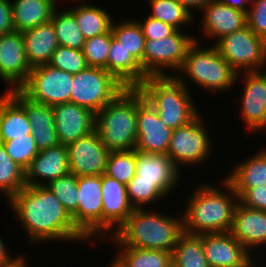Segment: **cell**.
<instances>
[{"label": "cell", "instance_id": "obj_1", "mask_svg": "<svg viewBox=\"0 0 266 267\" xmlns=\"http://www.w3.org/2000/svg\"><path fill=\"white\" fill-rule=\"evenodd\" d=\"M8 204L32 243L52 240L89 242L76 228L61 202L44 185H26L8 200Z\"/></svg>", "mask_w": 266, "mask_h": 267}, {"label": "cell", "instance_id": "obj_2", "mask_svg": "<svg viewBox=\"0 0 266 267\" xmlns=\"http://www.w3.org/2000/svg\"><path fill=\"white\" fill-rule=\"evenodd\" d=\"M221 183L226 192L216 185L200 183L189 196L181 213L185 233L201 235L230 231L238 195L226 179Z\"/></svg>", "mask_w": 266, "mask_h": 267}, {"label": "cell", "instance_id": "obj_3", "mask_svg": "<svg viewBox=\"0 0 266 267\" xmlns=\"http://www.w3.org/2000/svg\"><path fill=\"white\" fill-rule=\"evenodd\" d=\"M134 209L129 217L110 236L115 246L162 250L172 253L184 233L183 215L155 213ZM164 215V216H163Z\"/></svg>", "mask_w": 266, "mask_h": 267}, {"label": "cell", "instance_id": "obj_4", "mask_svg": "<svg viewBox=\"0 0 266 267\" xmlns=\"http://www.w3.org/2000/svg\"><path fill=\"white\" fill-rule=\"evenodd\" d=\"M95 130L110 152L135 149L137 88H125L96 113Z\"/></svg>", "mask_w": 266, "mask_h": 267}, {"label": "cell", "instance_id": "obj_5", "mask_svg": "<svg viewBox=\"0 0 266 267\" xmlns=\"http://www.w3.org/2000/svg\"><path fill=\"white\" fill-rule=\"evenodd\" d=\"M137 88L172 130L189 124L200 114L190 90L174 76L146 77Z\"/></svg>", "mask_w": 266, "mask_h": 267}, {"label": "cell", "instance_id": "obj_6", "mask_svg": "<svg viewBox=\"0 0 266 267\" xmlns=\"http://www.w3.org/2000/svg\"><path fill=\"white\" fill-rule=\"evenodd\" d=\"M199 42L200 39L196 38L178 71V76L177 74L176 76L173 74V76L187 88L189 86L185 76L188 80L193 81L197 87L211 90L212 93L227 91L230 87H234L241 73H237L227 63L213 44L206 48L200 47Z\"/></svg>", "mask_w": 266, "mask_h": 267}, {"label": "cell", "instance_id": "obj_7", "mask_svg": "<svg viewBox=\"0 0 266 267\" xmlns=\"http://www.w3.org/2000/svg\"><path fill=\"white\" fill-rule=\"evenodd\" d=\"M125 88L105 69L87 67L73 75L69 102L96 114Z\"/></svg>", "mask_w": 266, "mask_h": 267}, {"label": "cell", "instance_id": "obj_8", "mask_svg": "<svg viewBox=\"0 0 266 267\" xmlns=\"http://www.w3.org/2000/svg\"><path fill=\"white\" fill-rule=\"evenodd\" d=\"M195 41V36L186 35L181 30H175L170 36L159 40L146 39L143 72L147 77L173 76L166 69L177 73Z\"/></svg>", "mask_w": 266, "mask_h": 267}, {"label": "cell", "instance_id": "obj_9", "mask_svg": "<svg viewBox=\"0 0 266 267\" xmlns=\"http://www.w3.org/2000/svg\"><path fill=\"white\" fill-rule=\"evenodd\" d=\"M213 45L237 73L257 72L266 67L264 39L248 26L221 37Z\"/></svg>", "mask_w": 266, "mask_h": 267}, {"label": "cell", "instance_id": "obj_10", "mask_svg": "<svg viewBox=\"0 0 266 267\" xmlns=\"http://www.w3.org/2000/svg\"><path fill=\"white\" fill-rule=\"evenodd\" d=\"M202 118L204 117L199 114L189 124L172 132L167 156L180 171L184 166H199L208 161L212 152L210 133L205 128L206 121Z\"/></svg>", "mask_w": 266, "mask_h": 267}, {"label": "cell", "instance_id": "obj_11", "mask_svg": "<svg viewBox=\"0 0 266 267\" xmlns=\"http://www.w3.org/2000/svg\"><path fill=\"white\" fill-rule=\"evenodd\" d=\"M73 75L49 64L33 67L18 89L30 101L54 106L70 100Z\"/></svg>", "mask_w": 266, "mask_h": 267}, {"label": "cell", "instance_id": "obj_12", "mask_svg": "<svg viewBox=\"0 0 266 267\" xmlns=\"http://www.w3.org/2000/svg\"><path fill=\"white\" fill-rule=\"evenodd\" d=\"M79 206L72 216L76 228L90 241L102 238L101 175L80 176L77 180ZM101 235V236H100Z\"/></svg>", "mask_w": 266, "mask_h": 267}, {"label": "cell", "instance_id": "obj_13", "mask_svg": "<svg viewBox=\"0 0 266 267\" xmlns=\"http://www.w3.org/2000/svg\"><path fill=\"white\" fill-rule=\"evenodd\" d=\"M173 130L137 88V142L135 150L167 155Z\"/></svg>", "mask_w": 266, "mask_h": 267}, {"label": "cell", "instance_id": "obj_14", "mask_svg": "<svg viewBox=\"0 0 266 267\" xmlns=\"http://www.w3.org/2000/svg\"><path fill=\"white\" fill-rule=\"evenodd\" d=\"M70 173L77 177L105 173L110 151L96 130L66 145Z\"/></svg>", "mask_w": 266, "mask_h": 267}, {"label": "cell", "instance_id": "obj_15", "mask_svg": "<svg viewBox=\"0 0 266 267\" xmlns=\"http://www.w3.org/2000/svg\"><path fill=\"white\" fill-rule=\"evenodd\" d=\"M31 67L21 32L0 36V79L8 84L6 91L18 90L27 80Z\"/></svg>", "mask_w": 266, "mask_h": 267}, {"label": "cell", "instance_id": "obj_16", "mask_svg": "<svg viewBox=\"0 0 266 267\" xmlns=\"http://www.w3.org/2000/svg\"><path fill=\"white\" fill-rule=\"evenodd\" d=\"M57 138L60 144L68 145L95 130L96 114L74 103L52 106Z\"/></svg>", "mask_w": 266, "mask_h": 267}, {"label": "cell", "instance_id": "obj_17", "mask_svg": "<svg viewBox=\"0 0 266 267\" xmlns=\"http://www.w3.org/2000/svg\"><path fill=\"white\" fill-rule=\"evenodd\" d=\"M244 76L243 94L240 97V116L249 132L266 129V82L257 72H240Z\"/></svg>", "mask_w": 266, "mask_h": 267}, {"label": "cell", "instance_id": "obj_18", "mask_svg": "<svg viewBox=\"0 0 266 267\" xmlns=\"http://www.w3.org/2000/svg\"><path fill=\"white\" fill-rule=\"evenodd\" d=\"M209 267H244L254 257L230 232L202 234Z\"/></svg>", "mask_w": 266, "mask_h": 267}, {"label": "cell", "instance_id": "obj_19", "mask_svg": "<svg viewBox=\"0 0 266 267\" xmlns=\"http://www.w3.org/2000/svg\"><path fill=\"white\" fill-rule=\"evenodd\" d=\"M102 186V238L110 236L129 217L134 208L131 206L125 184L101 175ZM108 232V234H107ZM110 233V234H109ZM104 236V237H103Z\"/></svg>", "mask_w": 266, "mask_h": 267}, {"label": "cell", "instance_id": "obj_20", "mask_svg": "<svg viewBox=\"0 0 266 267\" xmlns=\"http://www.w3.org/2000/svg\"><path fill=\"white\" fill-rule=\"evenodd\" d=\"M136 175L132 181L156 184L166 195L177 186L181 172L165 154L144 153L135 150Z\"/></svg>", "mask_w": 266, "mask_h": 267}, {"label": "cell", "instance_id": "obj_21", "mask_svg": "<svg viewBox=\"0 0 266 267\" xmlns=\"http://www.w3.org/2000/svg\"><path fill=\"white\" fill-rule=\"evenodd\" d=\"M6 92L25 110L39 151L58 145L52 106L30 101L19 90Z\"/></svg>", "mask_w": 266, "mask_h": 267}, {"label": "cell", "instance_id": "obj_22", "mask_svg": "<svg viewBox=\"0 0 266 267\" xmlns=\"http://www.w3.org/2000/svg\"><path fill=\"white\" fill-rule=\"evenodd\" d=\"M68 173L70 170L67 147L59 143L39 151L25 170V183L30 186H46L51 180Z\"/></svg>", "mask_w": 266, "mask_h": 267}, {"label": "cell", "instance_id": "obj_23", "mask_svg": "<svg viewBox=\"0 0 266 267\" xmlns=\"http://www.w3.org/2000/svg\"><path fill=\"white\" fill-rule=\"evenodd\" d=\"M201 11L202 32L214 41L247 26V13L223 5L218 0H211Z\"/></svg>", "mask_w": 266, "mask_h": 267}, {"label": "cell", "instance_id": "obj_24", "mask_svg": "<svg viewBox=\"0 0 266 267\" xmlns=\"http://www.w3.org/2000/svg\"><path fill=\"white\" fill-rule=\"evenodd\" d=\"M229 232L250 253L253 247L266 246V211L248 208L238 202Z\"/></svg>", "mask_w": 266, "mask_h": 267}, {"label": "cell", "instance_id": "obj_25", "mask_svg": "<svg viewBox=\"0 0 266 267\" xmlns=\"http://www.w3.org/2000/svg\"><path fill=\"white\" fill-rule=\"evenodd\" d=\"M26 58L31 68L49 64L59 46L52 22L21 32Z\"/></svg>", "mask_w": 266, "mask_h": 267}, {"label": "cell", "instance_id": "obj_26", "mask_svg": "<svg viewBox=\"0 0 266 267\" xmlns=\"http://www.w3.org/2000/svg\"><path fill=\"white\" fill-rule=\"evenodd\" d=\"M106 71L126 88H137L147 77L141 64L112 36Z\"/></svg>", "mask_w": 266, "mask_h": 267}, {"label": "cell", "instance_id": "obj_27", "mask_svg": "<svg viewBox=\"0 0 266 267\" xmlns=\"http://www.w3.org/2000/svg\"><path fill=\"white\" fill-rule=\"evenodd\" d=\"M59 0H14L12 16L14 29L22 32L50 22Z\"/></svg>", "mask_w": 266, "mask_h": 267}, {"label": "cell", "instance_id": "obj_28", "mask_svg": "<svg viewBox=\"0 0 266 267\" xmlns=\"http://www.w3.org/2000/svg\"><path fill=\"white\" fill-rule=\"evenodd\" d=\"M258 150L260 151L255 152V155L237 163L225 177L233 189H250L266 185V147Z\"/></svg>", "mask_w": 266, "mask_h": 267}, {"label": "cell", "instance_id": "obj_29", "mask_svg": "<svg viewBox=\"0 0 266 267\" xmlns=\"http://www.w3.org/2000/svg\"><path fill=\"white\" fill-rule=\"evenodd\" d=\"M1 95L0 142L31 134L32 128L25 110L7 92Z\"/></svg>", "mask_w": 266, "mask_h": 267}, {"label": "cell", "instance_id": "obj_30", "mask_svg": "<svg viewBox=\"0 0 266 267\" xmlns=\"http://www.w3.org/2000/svg\"><path fill=\"white\" fill-rule=\"evenodd\" d=\"M76 1H80L79 4L70 9L73 11L78 28L83 33L85 39L111 31L114 20L105 9L90 5V3H87V0Z\"/></svg>", "mask_w": 266, "mask_h": 267}, {"label": "cell", "instance_id": "obj_31", "mask_svg": "<svg viewBox=\"0 0 266 267\" xmlns=\"http://www.w3.org/2000/svg\"><path fill=\"white\" fill-rule=\"evenodd\" d=\"M116 249L119 251L111 259L122 267H172V254L167 251L132 247Z\"/></svg>", "mask_w": 266, "mask_h": 267}, {"label": "cell", "instance_id": "obj_32", "mask_svg": "<svg viewBox=\"0 0 266 267\" xmlns=\"http://www.w3.org/2000/svg\"><path fill=\"white\" fill-rule=\"evenodd\" d=\"M171 254L172 267H209L203 249L202 234L184 232Z\"/></svg>", "mask_w": 266, "mask_h": 267}, {"label": "cell", "instance_id": "obj_33", "mask_svg": "<svg viewBox=\"0 0 266 267\" xmlns=\"http://www.w3.org/2000/svg\"><path fill=\"white\" fill-rule=\"evenodd\" d=\"M123 21V22H122ZM112 23V36L121 44V46L132 54V56L141 64L143 70V54L145 50V36L138 22L135 20H122Z\"/></svg>", "mask_w": 266, "mask_h": 267}, {"label": "cell", "instance_id": "obj_34", "mask_svg": "<svg viewBox=\"0 0 266 267\" xmlns=\"http://www.w3.org/2000/svg\"><path fill=\"white\" fill-rule=\"evenodd\" d=\"M57 9L58 7L55 8L50 21L54 25L59 45L82 50L86 39L78 28L73 11L68 8L58 12Z\"/></svg>", "mask_w": 266, "mask_h": 267}, {"label": "cell", "instance_id": "obj_35", "mask_svg": "<svg viewBox=\"0 0 266 267\" xmlns=\"http://www.w3.org/2000/svg\"><path fill=\"white\" fill-rule=\"evenodd\" d=\"M25 186V171L10 158L0 143V192L8 201Z\"/></svg>", "mask_w": 266, "mask_h": 267}, {"label": "cell", "instance_id": "obj_36", "mask_svg": "<svg viewBox=\"0 0 266 267\" xmlns=\"http://www.w3.org/2000/svg\"><path fill=\"white\" fill-rule=\"evenodd\" d=\"M150 17L182 30V25L189 24L195 17L190 14L177 0H149Z\"/></svg>", "mask_w": 266, "mask_h": 267}, {"label": "cell", "instance_id": "obj_37", "mask_svg": "<svg viewBox=\"0 0 266 267\" xmlns=\"http://www.w3.org/2000/svg\"><path fill=\"white\" fill-rule=\"evenodd\" d=\"M104 174L127 185L136 175L135 149L111 151L108 155Z\"/></svg>", "mask_w": 266, "mask_h": 267}, {"label": "cell", "instance_id": "obj_38", "mask_svg": "<svg viewBox=\"0 0 266 267\" xmlns=\"http://www.w3.org/2000/svg\"><path fill=\"white\" fill-rule=\"evenodd\" d=\"M78 177L72 173L51 180L46 187L56 196L72 217L78 210L79 195L77 190Z\"/></svg>", "mask_w": 266, "mask_h": 267}, {"label": "cell", "instance_id": "obj_39", "mask_svg": "<svg viewBox=\"0 0 266 267\" xmlns=\"http://www.w3.org/2000/svg\"><path fill=\"white\" fill-rule=\"evenodd\" d=\"M0 143L3 144L10 158L24 171L39 153L34 137L31 134Z\"/></svg>", "mask_w": 266, "mask_h": 267}, {"label": "cell", "instance_id": "obj_40", "mask_svg": "<svg viewBox=\"0 0 266 267\" xmlns=\"http://www.w3.org/2000/svg\"><path fill=\"white\" fill-rule=\"evenodd\" d=\"M126 187L129 202L134 209H145V205L156 204L162 198L167 197L153 182L131 180Z\"/></svg>", "mask_w": 266, "mask_h": 267}, {"label": "cell", "instance_id": "obj_41", "mask_svg": "<svg viewBox=\"0 0 266 267\" xmlns=\"http://www.w3.org/2000/svg\"><path fill=\"white\" fill-rule=\"evenodd\" d=\"M110 46L111 31L86 39L82 51L88 67H97L106 70Z\"/></svg>", "mask_w": 266, "mask_h": 267}, {"label": "cell", "instance_id": "obj_42", "mask_svg": "<svg viewBox=\"0 0 266 267\" xmlns=\"http://www.w3.org/2000/svg\"><path fill=\"white\" fill-rule=\"evenodd\" d=\"M49 65L72 75L88 67L82 50H75L59 45L53 52Z\"/></svg>", "mask_w": 266, "mask_h": 267}, {"label": "cell", "instance_id": "obj_43", "mask_svg": "<svg viewBox=\"0 0 266 267\" xmlns=\"http://www.w3.org/2000/svg\"><path fill=\"white\" fill-rule=\"evenodd\" d=\"M247 26L255 35L266 39V0H252L247 12Z\"/></svg>", "mask_w": 266, "mask_h": 267}, {"label": "cell", "instance_id": "obj_44", "mask_svg": "<svg viewBox=\"0 0 266 267\" xmlns=\"http://www.w3.org/2000/svg\"><path fill=\"white\" fill-rule=\"evenodd\" d=\"M234 191L242 206L266 211V185L250 189H234Z\"/></svg>", "mask_w": 266, "mask_h": 267}, {"label": "cell", "instance_id": "obj_45", "mask_svg": "<svg viewBox=\"0 0 266 267\" xmlns=\"http://www.w3.org/2000/svg\"><path fill=\"white\" fill-rule=\"evenodd\" d=\"M140 25L145 39L159 40L170 36L176 29L169 24L161 22L150 16H147L144 21L136 20Z\"/></svg>", "mask_w": 266, "mask_h": 267}, {"label": "cell", "instance_id": "obj_46", "mask_svg": "<svg viewBox=\"0 0 266 267\" xmlns=\"http://www.w3.org/2000/svg\"><path fill=\"white\" fill-rule=\"evenodd\" d=\"M14 31L11 0H0V36Z\"/></svg>", "mask_w": 266, "mask_h": 267}, {"label": "cell", "instance_id": "obj_47", "mask_svg": "<svg viewBox=\"0 0 266 267\" xmlns=\"http://www.w3.org/2000/svg\"><path fill=\"white\" fill-rule=\"evenodd\" d=\"M190 14H193L191 11L202 10L211 0H177ZM198 9V10H196Z\"/></svg>", "mask_w": 266, "mask_h": 267}, {"label": "cell", "instance_id": "obj_48", "mask_svg": "<svg viewBox=\"0 0 266 267\" xmlns=\"http://www.w3.org/2000/svg\"><path fill=\"white\" fill-rule=\"evenodd\" d=\"M221 4L223 5H227L230 6L233 9L236 10H240L244 13L248 12V9L250 8V6H246V5H250L252 0H218Z\"/></svg>", "mask_w": 266, "mask_h": 267}, {"label": "cell", "instance_id": "obj_49", "mask_svg": "<svg viewBox=\"0 0 266 267\" xmlns=\"http://www.w3.org/2000/svg\"><path fill=\"white\" fill-rule=\"evenodd\" d=\"M5 242H3V239L0 235V266L9 263L14 257H11L9 252H7L9 249H7V245L5 246Z\"/></svg>", "mask_w": 266, "mask_h": 267}, {"label": "cell", "instance_id": "obj_50", "mask_svg": "<svg viewBox=\"0 0 266 267\" xmlns=\"http://www.w3.org/2000/svg\"><path fill=\"white\" fill-rule=\"evenodd\" d=\"M25 259V255L23 257L20 255L17 257L15 256L9 263L1 265L0 267H29Z\"/></svg>", "mask_w": 266, "mask_h": 267}, {"label": "cell", "instance_id": "obj_51", "mask_svg": "<svg viewBox=\"0 0 266 267\" xmlns=\"http://www.w3.org/2000/svg\"><path fill=\"white\" fill-rule=\"evenodd\" d=\"M110 266L108 267H122L119 263H117L114 259L112 260V262H110L109 264Z\"/></svg>", "mask_w": 266, "mask_h": 267}, {"label": "cell", "instance_id": "obj_52", "mask_svg": "<svg viewBox=\"0 0 266 267\" xmlns=\"http://www.w3.org/2000/svg\"><path fill=\"white\" fill-rule=\"evenodd\" d=\"M254 261L255 259H252L246 266L244 267H257L255 264H254Z\"/></svg>", "mask_w": 266, "mask_h": 267}, {"label": "cell", "instance_id": "obj_53", "mask_svg": "<svg viewBox=\"0 0 266 267\" xmlns=\"http://www.w3.org/2000/svg\"><path fill=\"white\" fill-rule=\"evenodd\" d=\"M264 70H260L258 71L264 78H265V82H266V69L263 68ZM263 71V72H262Z\"/></svg>", "mask_w": 266, "mask_h": 267}, {"label": "cell", "instance_id": "obj_54", "mask_svg": "<svg viewBox=\"0 0 266 267\" xmlns=\"http://www.w3.org/2000/svg\"><path fill=\"white\" fill-rule=\"evenodd\" d=\"M264 42H265V56H266V39L264 40Z\"/></svg>", "mask_w": 266, "mask_h": 267}]
</instances>
